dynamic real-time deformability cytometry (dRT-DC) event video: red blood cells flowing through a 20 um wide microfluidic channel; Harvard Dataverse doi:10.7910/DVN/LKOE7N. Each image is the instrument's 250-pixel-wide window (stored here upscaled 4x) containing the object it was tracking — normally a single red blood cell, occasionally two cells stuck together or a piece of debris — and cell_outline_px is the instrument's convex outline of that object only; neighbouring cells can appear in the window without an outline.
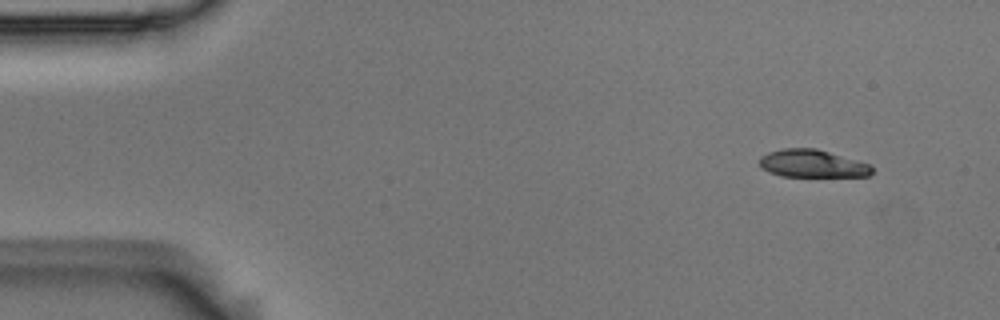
{"species": "Egyptian fruit bat (a non-hibernating species)", "species_latin": "Rousettus aegyptiacus", "temperature_condition": "room temperature", "stored_images_in_passage": 4, "camera_frame_rate_fps": 3000, "um_per_image_px": 0.085, "animal": {"sex": "male"}, "frame": {"image": 1, "passage_image": 1, "time_ms": 0.0, "image_size_px": [1000, 320], "cell_outline_px": [[872, 172], [868, 176], [780, 176], [768, 172], [760, 164], [760, 156], [768, 152], [784, 148], [816, 148], [872, 164]], "centroid_in_image_um": [69.06, 13.9], "position_along_channel_um": 15.9, "area_um2": 18.15}}
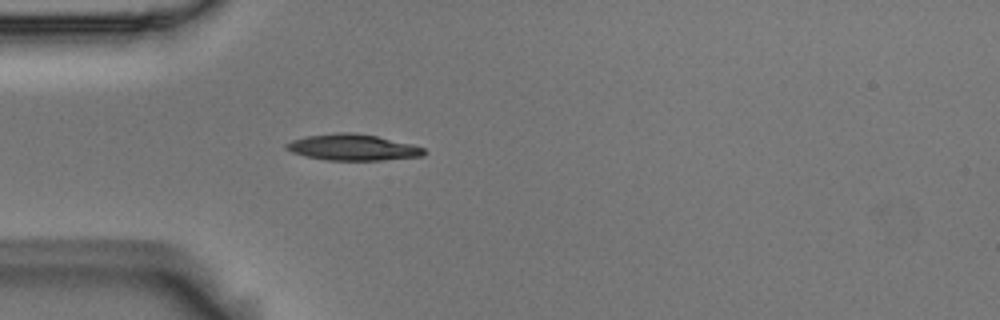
{"frame": {"image": 2, "passage_image": 4, "time_ms": 1.0, "image_size_px": [1000, 320], "cell_outline_px": [[428, 152], [424, 156], [380, 160], [328, 160], [304, 156], [292, 152], [284, 148], [284, 144], [292, 140], [308, 136], [336, 132], [356, 132], [376, 136], [412, 144], [424, 148]], "centroid_in_image_um": [29.99, 12.52], "position_along_channel_um": 55.0, "area_um2": 21.1}}